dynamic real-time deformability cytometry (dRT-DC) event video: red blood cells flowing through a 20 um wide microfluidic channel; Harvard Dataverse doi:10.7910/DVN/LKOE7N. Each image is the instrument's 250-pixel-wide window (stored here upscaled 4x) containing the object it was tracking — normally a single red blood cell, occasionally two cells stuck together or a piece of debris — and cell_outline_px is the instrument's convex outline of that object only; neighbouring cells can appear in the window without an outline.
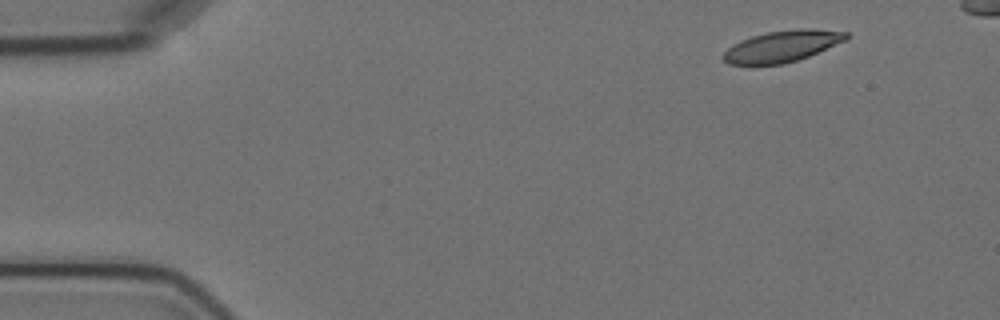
{"species": "Egyptian fruit bat (a non-hibernating species)", "species_latin": "Rousettus aegyptiacus", "temperature_condition": "cold", "stored_images_in_passage": 5, "segment_of_instrument_passage": [1, 2], "camera_frame_rate_fps": 3000, "um_per_image_px": 0.085, "animal": {"sex": "female"}, "frame": {"image": 1, "passage_image": 1, "time_ms": 0.0, "image_size_px": [1000, 320], "cell_outline_px": [[848, 40], [808, 56], [784, 64], [728, 64], [720, 56], [732, 44], [740, 40], [752, 36], [768, 32], [796, 28], [804, 28], [848, 32]], "centroid_in_image_um": [66.48, 3.92], "position_along_channel_um": 18.5, "area_um2": 22.43}}